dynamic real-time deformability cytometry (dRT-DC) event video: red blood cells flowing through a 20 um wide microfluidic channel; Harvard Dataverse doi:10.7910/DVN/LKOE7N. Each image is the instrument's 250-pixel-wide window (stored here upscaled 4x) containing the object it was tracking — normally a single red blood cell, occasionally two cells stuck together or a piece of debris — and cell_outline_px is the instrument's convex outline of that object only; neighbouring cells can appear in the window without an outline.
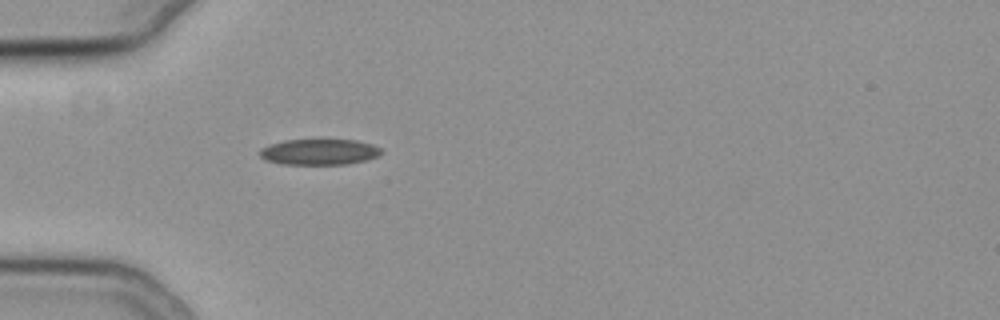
{"species": "common noctule bat (a hibernating species)", "species_latin": "Nyctalus noctula", "temperature_condition": "cold", "stored_images_in_passage": 39, "camera_frame_rate_fps": 3000, "um_per_image_px": 0.085, "animal": {"sex": "female", "body_mass_g": 19.3, "forearm_length_mm": 54.1}, "frame": {"image": 1, "passage_image": 1, "time_ms": 0.0, "image_size_px": [1000, 320], "cell_outline_px": [[384, 152], [380, 156], [368, 160], [348, 164], [280, 164], [264, 160], [260, 156], [260, 148], [268, 144], [284, 140], [320, 136], [356, 140], [372, 144], [380, 148]], "centroid_in_image_um": [27.15, 12.86], "position_along_channel_um": 57.8, "area_um2": 19.59}}
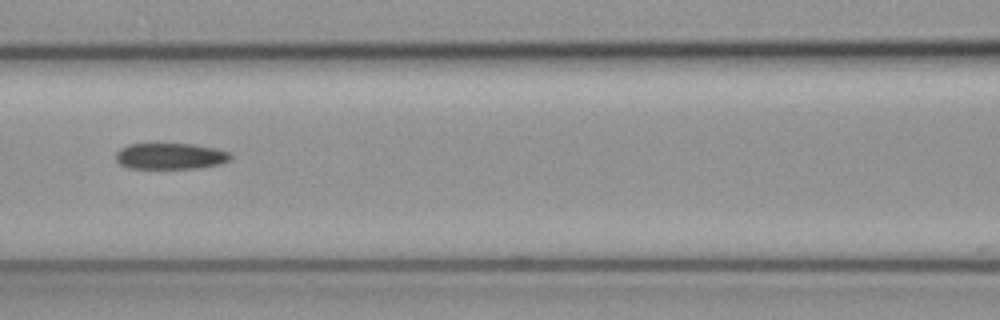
{"frame": {"image": 2, "passage_image": 9, "time_ms": 2.667, "image_size_px": [1000, 320], "cell_outline_px": [[232, 160], [220, 164], [200, 168], [128, 168], [120, 164], [116, 160], [116, 152], [120, 148], [128, 144], [192, 144], [216, 148], [232, 152]], "centroid_in_image_um": [14.53, 13.27], "position_along_channel_um": 152.1, "area_um2": 17.69}}
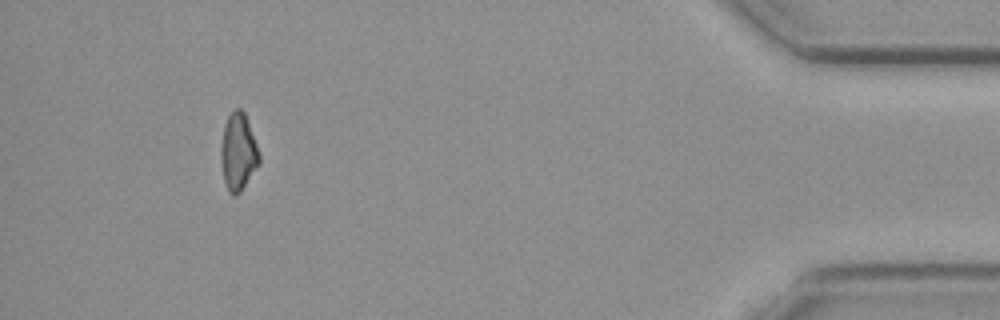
{"frame": {"image": 3, "passage_image": 35, "time_ms": 11.333, "image_size_px": [1000, 320], "cell_outline_px": [[260, 164], [240, 192], [236, 196], [232, 196], [228, 192], [224, 180], [220, 160], [220, 148], [224, 124], [228, 116], [236, 108], [240, 108], [244, 112], [248, 120], [260, 156]], "centroid_in_image_um": [20.24, 12.94], "position_along_channel_um": 415.0, "area_um2": 17.4}}